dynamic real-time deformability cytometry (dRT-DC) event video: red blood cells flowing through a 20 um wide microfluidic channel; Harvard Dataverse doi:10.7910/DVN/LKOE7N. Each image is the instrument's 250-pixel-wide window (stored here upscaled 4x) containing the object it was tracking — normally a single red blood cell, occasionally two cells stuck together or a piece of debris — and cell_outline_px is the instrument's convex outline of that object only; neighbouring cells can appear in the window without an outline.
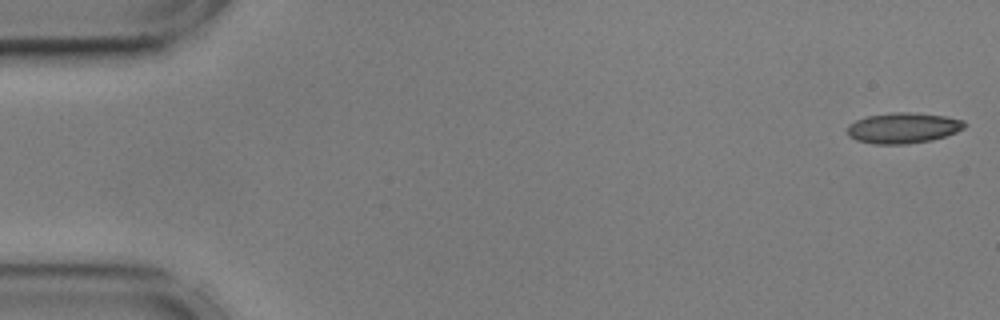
{"species": "common noctule bat (a hibernating species)", "species_latin": "Nyctalus noctula", "temperature_condition": "cold", "stored_images_in_passage": 55, "camera_frame_rate_fps": 3000, "um_per_image_px": 0.085, "animal": {"sex": "male", "body_mass_g": 17.9, "forearm_length_mm": 54.2}, "frame": {"image": 1, "passage_image": 1, "time_ms": 0.0, "image_size_px": [1000, 320], "cell_outline_px": [[964, 128], [956, 132], [932, 140], [908, 144], [876, 144], [856, 140], [848, 136], [848, 124], [856, 120], [868, 116], [892, 112], [908, 112], [944, 116], [964, 120]], "centroid_in_image_um": [76.74, 10.88], "position_along_channel_um": 8.3, "area_um2": 20.81}}
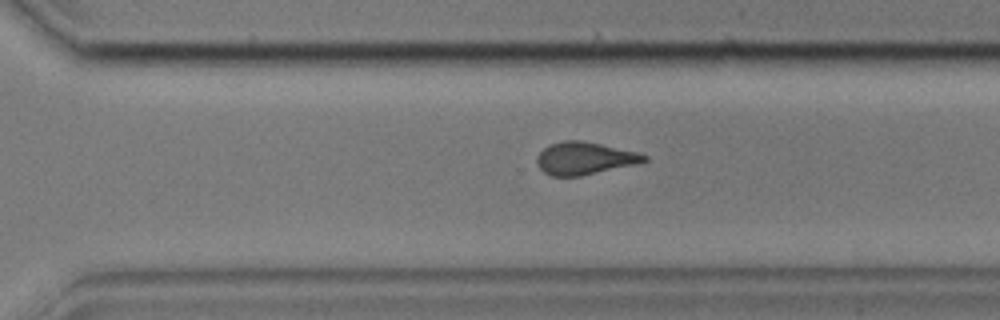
{"frame": {"image": 2, "passage_image": 38, "time_ms": 12.333, "image_size_px": [1000, 320], "cell_outline_px": [[648, 160], [632, 164], [580, 176], [552, 176], [544, 172], [536, 164], [536, 156], [544, 148], [552, 144], [564, 140], [580, 140], [600, 144], [636, 152], [648, 156]], "centroid_in_image_um": [49.62, 13.45], "position_along_channel_um": 321.0, "area_um2": 19.88}}
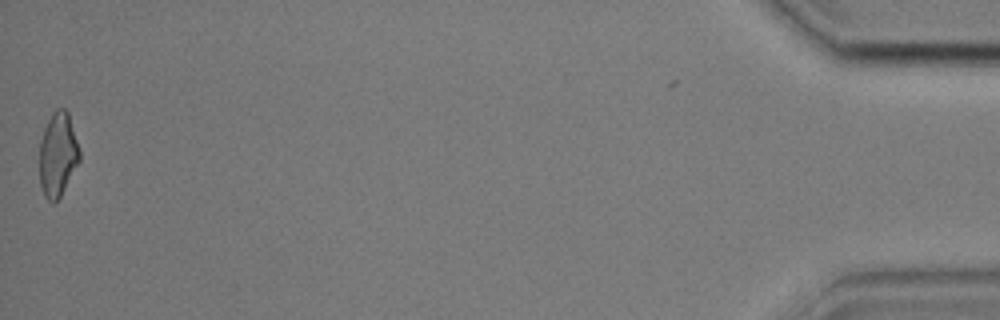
{"frame": {"image": 3, "passage_image": 55, "time_ms": 18.0, "image_size_px": [1000, 320], "cell_outline_px": [[80, 160], [60, 196], [52, 204], [44, 196], [40, 184], [40, 140], [44, 128], [52, 112], [56, 108], [64, 108], [68, 112], [80, 148]], "centroid_in_image_um": [4.92, 13.11], "position_along_channel_um": 430.3, "area_um2": 19.65}, "authors_computed_cell_mechanics": {"area_um2": 20.5768, "velocity_mm_per_s": 3.5939, "shape_relaxation_time_tau1_ms": 8.6764, "shape_relaxation_time_tau2_ms": 1.7291, "deformation_change_tau1": 0.1703, "deformation_change_tau2": 0.0759}}